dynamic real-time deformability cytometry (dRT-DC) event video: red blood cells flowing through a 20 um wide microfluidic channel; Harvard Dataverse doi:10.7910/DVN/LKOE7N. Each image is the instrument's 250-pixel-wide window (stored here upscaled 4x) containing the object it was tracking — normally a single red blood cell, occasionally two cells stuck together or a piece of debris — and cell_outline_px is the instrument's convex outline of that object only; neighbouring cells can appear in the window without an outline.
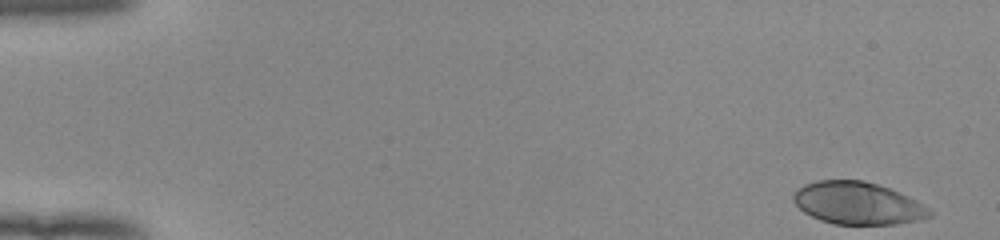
{"species": "human", "species_latin": "Homo sapiens", "temperature_condition": "room temperature", "stored_images_in_passage": 52, "camera_frame_rate_fps": 3000, "um_per_image_px": 0.085, "donor": {"sex": "female"}, "frame": {"image": 1, "passage_image": 1, "time_ms": 0.0, "image_size_px": [1000, 240], "cell_outline_px": [[932, 216], [920, 220], [896, 224], [832, 224], [820, 220], [804, 212], [792, 200], [792, 196], [796, 188], [804, 184], [816, 180], [864, 180], [888, 188], [908, 196], [916, 200], [928, 208], [932, 212]], "centroid_in_image_um": [72.88, 17.27], "position_along_channel_um": 12.1, "area_um2": 33.7}}
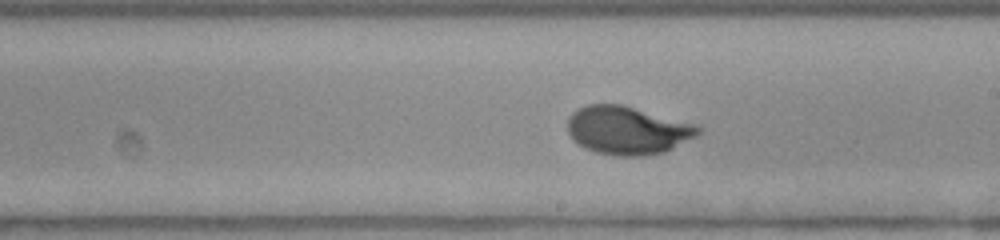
{"frame": {"image": 2, "passage_image": 30, "time_ms": 9.667, "image_size_px": [1000, 240], "cell_outline_px": [[704, 128], [696, 136], [664, 152], [640, 156], [620, 156], [596, 152], [584, 148], [568, 132], [568, 116], [572, 112], [588, 104], [620, 104], [700, 124]], "centroid_in_image_um": [53.39, 11.06], "position_along_channel_um": 235.6, "area_um2": 36.7}}
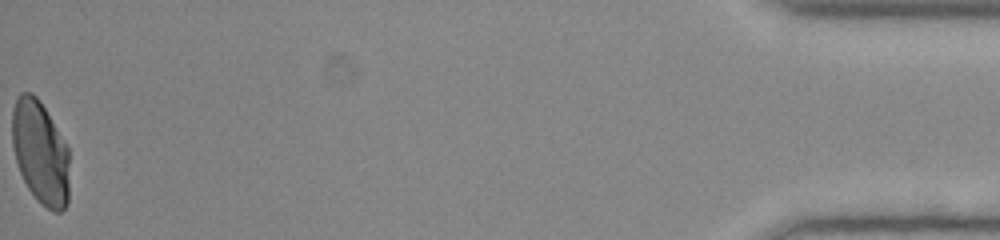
{"frame": {"image": 3, "passage_image": 52, "time_ms": 17.0, "image_size_px": [1000, 240], "cell_outline_px": [[68, 204], [60, 212], [52, 212], [40, 204], [28, 188], [16, 164], [12, 144], [12, 108], [20, 92], [32, 92], [40, 100], [68, 148]], "centroid_in_image_um": [3.41, 12.97], "position_along_channel_um": 431.8, "area_um2": 34.62}, "authors_computed_cell_mechanics": {"area_um2": 34.6222, "velocity_mm_per_s": 3.9222, "shape_relaxation_time_tau1_ms": 4.0921, "shape_relaxation_time_tau2_ms": null, "deformation_change_tau1": 0.22, "deformation_change_tau2": null}}